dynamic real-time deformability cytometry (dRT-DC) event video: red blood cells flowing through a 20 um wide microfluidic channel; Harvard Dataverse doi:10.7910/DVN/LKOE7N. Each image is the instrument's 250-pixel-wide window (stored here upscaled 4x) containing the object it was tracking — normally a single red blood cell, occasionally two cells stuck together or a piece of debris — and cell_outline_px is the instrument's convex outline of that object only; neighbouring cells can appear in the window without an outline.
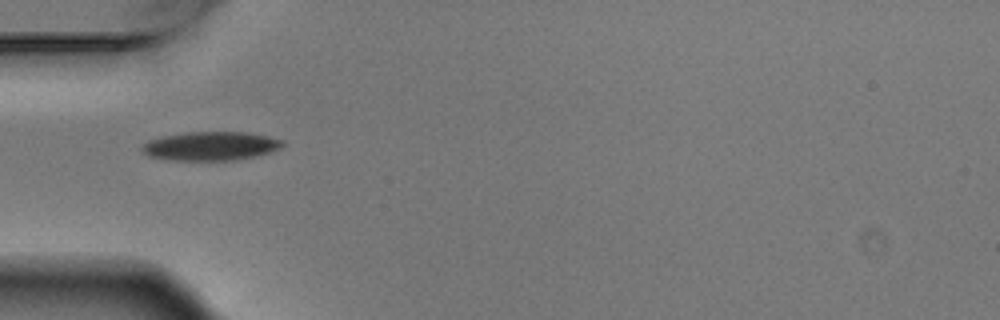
{"species": "Egyptian fruit bat (a non-hibernating species)", "species_latin": "Rousettus aegyptiacus", "temperature_condition": "warm", "stored_images_in_passage": 2, "camera_frame_rate_fps": 3000, "um_per_image_px": 0.085, "animal": {"sex": "male"}, "frame": {"image": 1, "passage_image": 1, "time_ms": 0.0, "image_size_px": [1000, 320], "cell_outline_px": [[284, 144], [280, 148], [272, 152], [256, 156], [232, 160], [168, 160], [148, 156], [140, 148], [148, 140], [164, 136], [184, 132], [244, 132], [264, 136], [280, 140]], "centroid_in_image_um": [17.86, 12.42], "position_along_channel_um": 67.1, "area_um2": 23.41}}
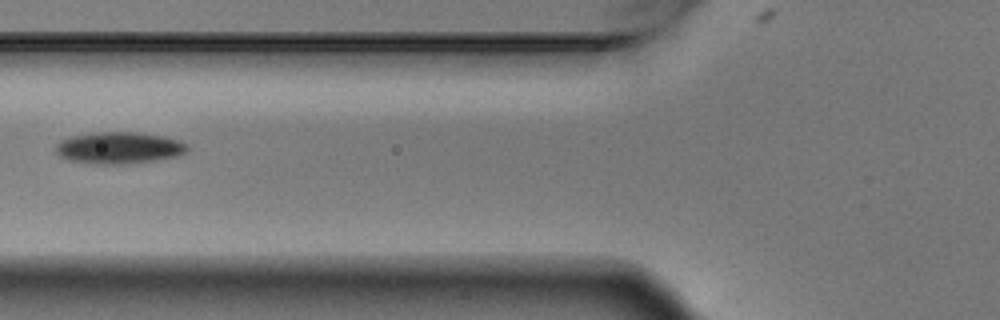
{"frame": {"image": 2, "passage_image": 2, "time_ms": 0.333, "image_size_px": [1000, 320], "cell_outline_px": [[188, 148], [184, 152], [176, 156], [128, 164], [96, 164], [68, 160], [60, 156], [56, 152], [56, 144], [60, 140], [72, 136], [92, 132], [140, 132], [164, 136], [180, 140], [188, 144]], "centroid_in_image_um": [10.1, 12.55], "position_along_channel_um": 115.7, "area_um2": 24.39}}